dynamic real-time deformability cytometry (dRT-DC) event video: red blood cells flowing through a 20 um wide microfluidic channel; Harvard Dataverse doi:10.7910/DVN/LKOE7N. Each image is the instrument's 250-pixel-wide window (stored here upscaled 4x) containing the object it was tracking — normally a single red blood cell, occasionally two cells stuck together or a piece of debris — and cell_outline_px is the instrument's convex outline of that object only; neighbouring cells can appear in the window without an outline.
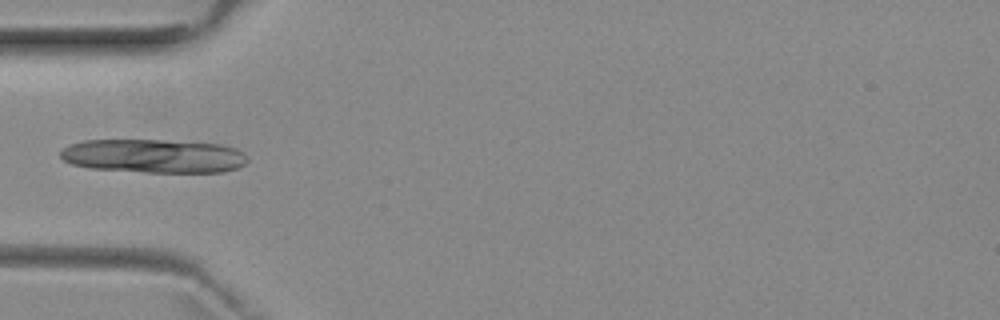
{"species": "common noctule bat (a hibernating species)", "species_latin": "Nyctalus noctula", "temperature_condition": "room temperature", "stored_images_in_passage": 4, "camera_frame_rate_fps": 3000, "um_per_image_px": 0.085, "animal": {"sex": "female", "body_mass_g": 29.2, "forearm_length_mm": 56.3}, "frame": {"image": 1, "passage_image": 3, "time_ms": 3.333, "image_size_px": [1000, 320], "cell_outline_px": [[248, 160], [244, 164], [236, 168], [224, 172], [144, 172], [88, 168], [72, 164], [64, 160], [60, 156], [60, 152], [64, 148], [72, 144], [84, 140], [160, 140], [224, 144], [236, 148], [244, 152], [248, 156]], "centroid_in_image_um": [13.1, 13.26], "position_along_channel_um": 71.9, "area_um2": 36.93}}
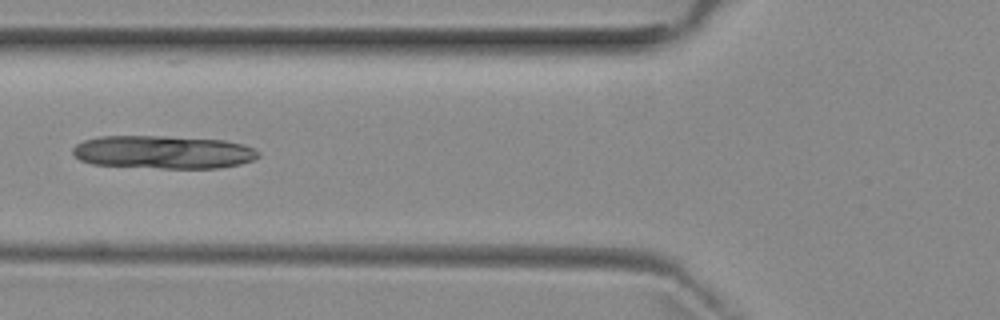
{"frame": {"image": 2, "passage_image": 4, "time_ms": 4.333, "image_size_px": [1000, 320], "cell_outline_px": [[260, 156], [252, 160], [240, 164], [220, 168], [160, 168], [92, 164], [80, 160], [72, 152], [72, 148], [76, 144], [84, 140], [100, 136], [164, 136], [224, 140], [244, 144], [260, 152]], "centroid_in_image_um": [13.88, 12.93], "position_along_channel_um": 111.9, "area_um2": 35.89}}